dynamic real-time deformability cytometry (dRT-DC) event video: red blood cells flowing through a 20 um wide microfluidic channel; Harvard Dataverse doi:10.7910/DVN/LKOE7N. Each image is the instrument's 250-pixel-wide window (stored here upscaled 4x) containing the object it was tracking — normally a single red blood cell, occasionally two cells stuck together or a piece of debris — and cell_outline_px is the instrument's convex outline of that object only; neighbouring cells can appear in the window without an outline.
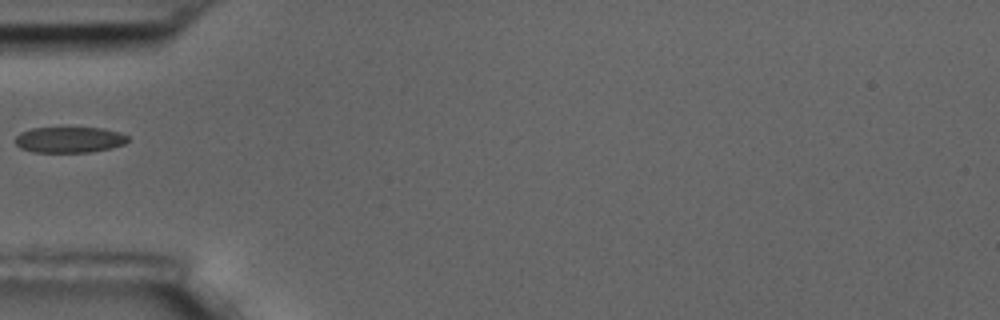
{"species": "common noctule bat (a hibernating species)", "species_latin": "Nyctalus noctula", "temperature_condition": "room temperature", "stored_images_in_passage": 31, "camera_frame_rate_fps": 3000, "um_per_image_px": 0.085, "animal": {"sex": "male", "body_mass_g": 17.5, "forearm_length_mm": 52.3}, "frame": {"image": 1, "passage_image": 1, "time_ms": 0.0, "image_size_px": [1000, 320], "cell_outline_px": [[128, 140], [124, 144], [92, 152], [32, 152], [20, 148], [16, 144], [16, 136], [20, 132], [32, 128], [64, 124], [104, 128], [120, 132], [128, 136]], "centroid_in_image_um": [5.87, 11.81], "position_along_channel_um": 79.1, "area_um2": 17.98}}
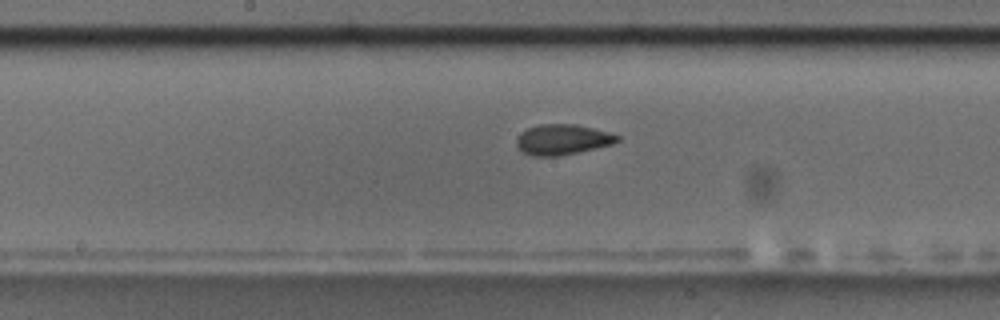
{"frame": {"image": 2, "passage_image": 11, "time_ms": 3.333, "image_size_px": [1000, 320], "cell_outline_px": [[620, 140], [612, 144], [576, 152], [556, 156], [532, 156], [524, 152], [516, 144], [516, 140], [520, 132], [528, 128], [540, 124], [576, 124], [608, 132], [620, 136]], "centroid_in_image_um": [47.79, 11.85], "position_along_channel_um": 200.4, "area_um2": 17.63}}
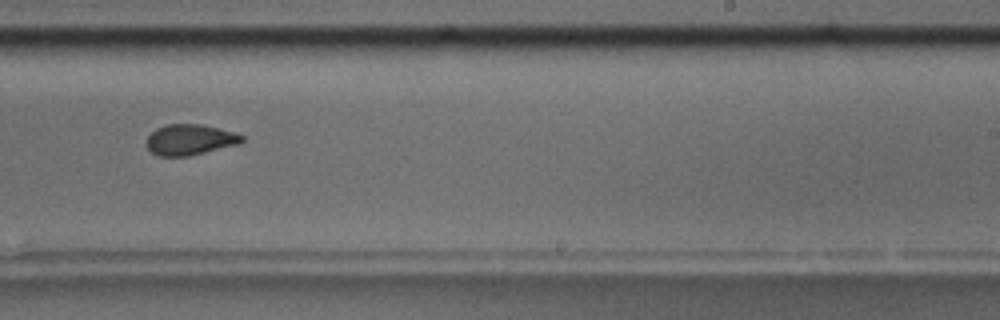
{"frame": {"image": 3, "passage_image": 17, "time_ms": 5.333, "image_size_px": [1000, 320], "cell_outline_px": [[244, 140], [240, 144], [188, 156], [156, 156], [148, 148], [148, 136], [156, 128], [164, 124], [200, 124], [220, 128], [244, 136]], "centroid_in_image_um": [16.16, 11.87], "position_along_channel_um": 272.8, "area_um2": 17.05}}